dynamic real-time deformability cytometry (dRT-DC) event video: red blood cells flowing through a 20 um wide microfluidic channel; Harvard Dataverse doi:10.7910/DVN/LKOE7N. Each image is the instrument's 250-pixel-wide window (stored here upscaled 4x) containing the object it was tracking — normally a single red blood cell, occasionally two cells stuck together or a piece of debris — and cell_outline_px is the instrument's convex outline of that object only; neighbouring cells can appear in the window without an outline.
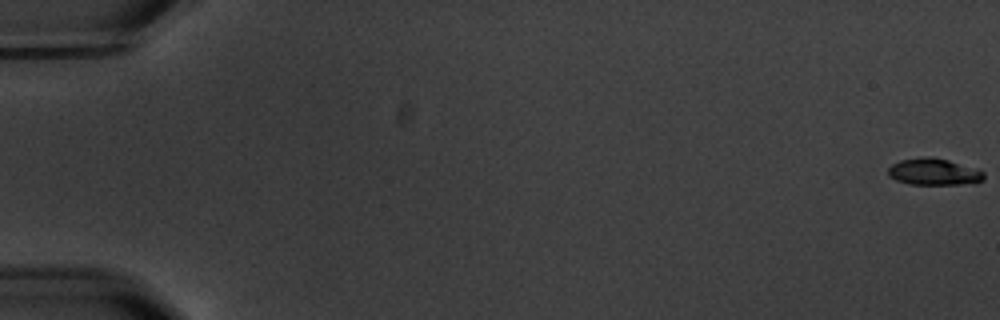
{"species": "common noctule bat (a hibernating species)", "species_latin": "Nyctalus noctula", "temperature_condition": "warm", "stored_images_in_passage": 6, "camera_frame_rate_fps": 3000, "um_per_image_px": 0.085, "animal": {"sex": "male", "body_mass_g": 20.1, "forearm_length_mm": 53.5}, "frame": {"image": 1, "passage_image": 1, "time_ms": 0.0, "image_size_px": [1000, 320], "cell_outline_px": [[984, 180], [976, 184], [912, 184], [896, 180], [888, 176], [888, 168], [892, 164], [900, 160], [920, 156], [932, 156], [948, 160], [984, 172]], "centroid_in_image_um": [79.36, 14.6], "position_along_channel_um": 5.6, "area_um2": 14.97}}
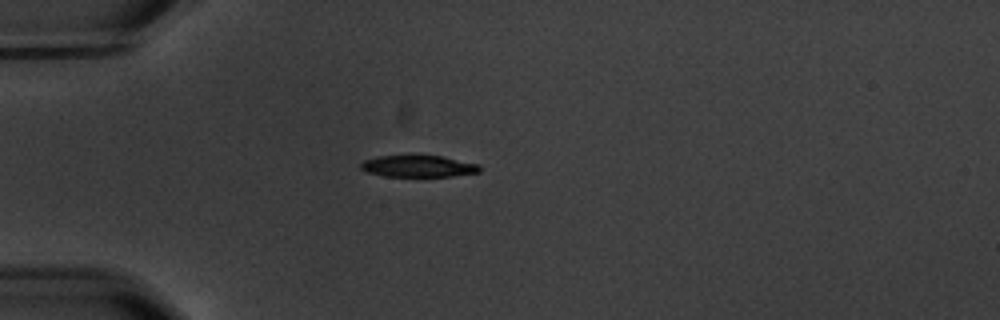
{"frame": {"image": 2, "passage_image": 6, "time_ms": 5.667, "image_size_px": [1000, 320], "cell_outline_px": [[480, 172], [452, 176], [384, 176], [368, 172], [360, 168], [360, 164], [364, 160], [376, 156], [444, 156], [480, 164]], "centroid_in_image_um": [35.58, 14.12], "position_along_channel_um": 49.4, "area_um2": 14.97}}